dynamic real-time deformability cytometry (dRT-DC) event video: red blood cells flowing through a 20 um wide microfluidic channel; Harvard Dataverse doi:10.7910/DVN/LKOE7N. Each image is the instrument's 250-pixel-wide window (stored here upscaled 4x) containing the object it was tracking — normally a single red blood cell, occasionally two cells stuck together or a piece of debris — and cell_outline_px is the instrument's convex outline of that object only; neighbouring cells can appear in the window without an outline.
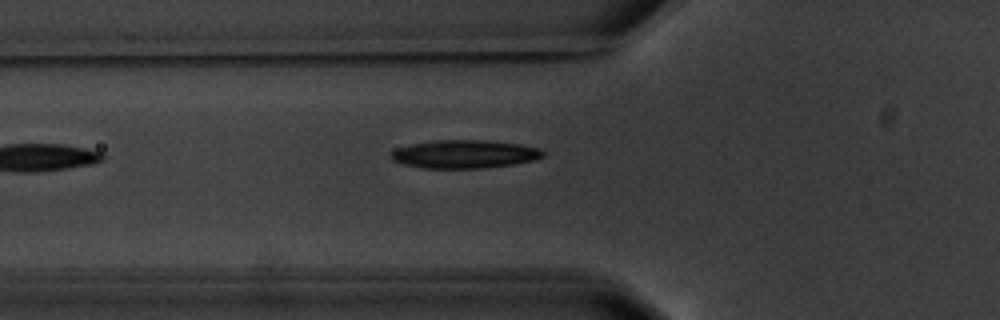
{"species": "common noctule bat (a hibernating species)", "species_latin": "Nyctalus noctula", "temperature_condition": "warm", "stored_images_in_passage": 5, "camera_frame_rate_fps": 3000, "um_per_image_px": 0.085, "animal": {"sex": "male", "body_mass_g": 20.1, "forearm_length_mm": 53.5}, "frame": {"image": 1, "passage_image": 5, "time_ms": 6.0, "image_size_px": [1000, 320], "cell_outline_px": [[544, 156], [536, 160], [512, 164], [484, 168], [424, 168], [404, 164], [392, 160], [388, 156], [396, 148], [412, 144], [436, 140], [480, 140], [520, 144], [540, 148], [544, 152]], "centroid_in_image_um": [39.49, 13.1], "position_along_channel_um": 86.3, "area_um2": 24.97}}